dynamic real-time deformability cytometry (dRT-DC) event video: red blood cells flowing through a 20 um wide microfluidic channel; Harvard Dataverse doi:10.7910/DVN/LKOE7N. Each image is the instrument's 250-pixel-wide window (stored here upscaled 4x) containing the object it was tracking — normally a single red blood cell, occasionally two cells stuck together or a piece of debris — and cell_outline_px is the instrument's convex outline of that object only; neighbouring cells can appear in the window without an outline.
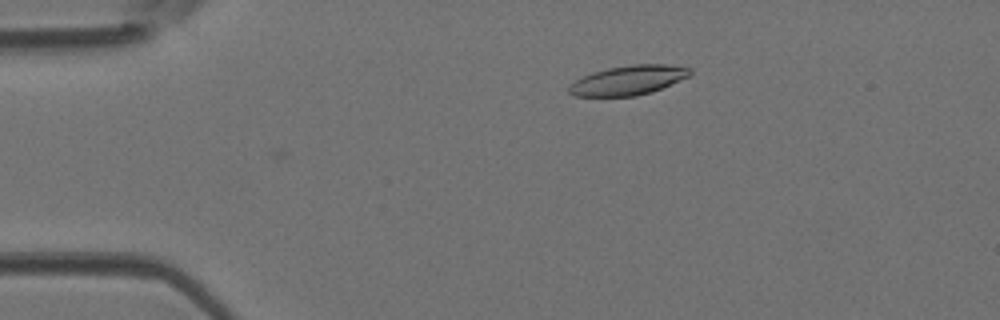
{"species": "Egyptian fruit bat (a non-hibernating species)", "species_latin": "Rousettus aegyptiacus", "temperature_condition": "room temperature", "stored_images_in_passage": 4, "camera_frame_rate_fps": 3000, "um_per_image_px": 0.085, "animal": {"sex": "female"}, "frame": {"image": 1, "passage_image": 4, "time_ms": 1.0, "image_size_px": [1000, 320], "cell_outline_px": [[692, 72], [688, 76], [652, 92], [636, 96], [572, 96], [568, 92], [568, 84], [592, 72], [608, 68], [632, 64], [668, 64], [692, 68]], "centroid_in_image_um": [53.38, 6.82], "position_along_channel_um": 31.6, "area_um2": 20.81}}